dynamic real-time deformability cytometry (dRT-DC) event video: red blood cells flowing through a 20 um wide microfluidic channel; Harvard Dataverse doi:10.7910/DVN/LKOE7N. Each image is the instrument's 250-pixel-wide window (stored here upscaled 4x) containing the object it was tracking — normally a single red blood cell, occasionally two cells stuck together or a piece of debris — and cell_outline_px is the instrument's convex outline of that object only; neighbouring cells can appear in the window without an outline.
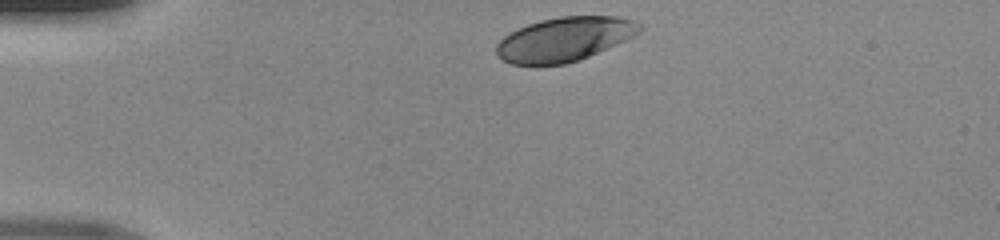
{"species": "human", "species_latin": "Homo sapiens", "temperature_condition": "room temperature", "stored_images_in_passage": 31, "camera_frame_rate_fps": 3000, "um_per_image_px": 0.085, "donor": {"sex": "male"}, "frame": {"image": 1, "passage_image": 1, "time_ms": 0.0, "image_size_px": [1000, 240], "cell_outline_px": [[644, 28], [640, 32], [616, 44], [588, 56], [564, 64], [512, 64], [504, 60], [496, 52], [496, 44], [504, 36], [528, 24], [540, 20], [560, 16], [616, 16], [632, 20], [640, 24]], "centroid_in_image_um": [47.99, 3.31], "position_along_channel_um": 37.0, "area_um2": 36.24}}
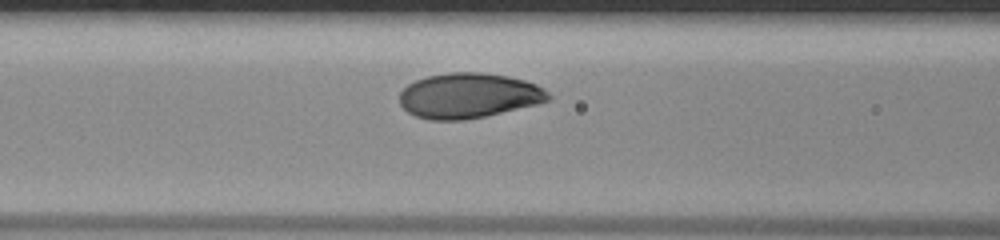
{"frame": {"image": 2, "passage_image": 11, "time_ms": 3.333, "image_size_px": [1000, 240], "cell_outline_px": [[552, 100], [536, 104], [484, 116], [464, 120], [428, 120], [416, 116], [408, 112], [400, 104], [400, 92], [408, 84], [416, 80], [428, 76], [448, 72], [484, 72], [508, 76], [524, 80], [536, 84], [544, 88], [552, 96]], "centroid_in_image_um": [39.85, 8.12], "position_along_channel_um": 126.8, "area_um2": 39.19}}
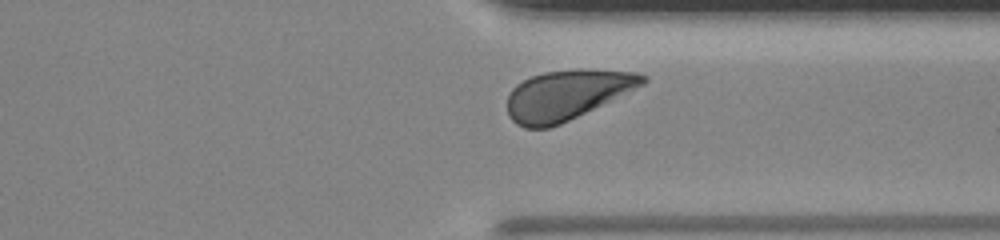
{"frame": {"image": 3, "passage_image": 28, "time_ms": 9.0, "image_size_px": [1000, 240], "cell_outline_px": [[648, 80], [644, 84], [636, 88], [560, 124], [548, 128], [524, 128], [516, 124], [508, 116], [508, 92], [516, 84], [532, 76], [544, 72], [580, 68], [588, 68], [636, 72], [648, 76]], "centroid_in_image_um": [48.17, 8.04], "position_along_channel_um": 363.2, "area_um2": 39.3}}